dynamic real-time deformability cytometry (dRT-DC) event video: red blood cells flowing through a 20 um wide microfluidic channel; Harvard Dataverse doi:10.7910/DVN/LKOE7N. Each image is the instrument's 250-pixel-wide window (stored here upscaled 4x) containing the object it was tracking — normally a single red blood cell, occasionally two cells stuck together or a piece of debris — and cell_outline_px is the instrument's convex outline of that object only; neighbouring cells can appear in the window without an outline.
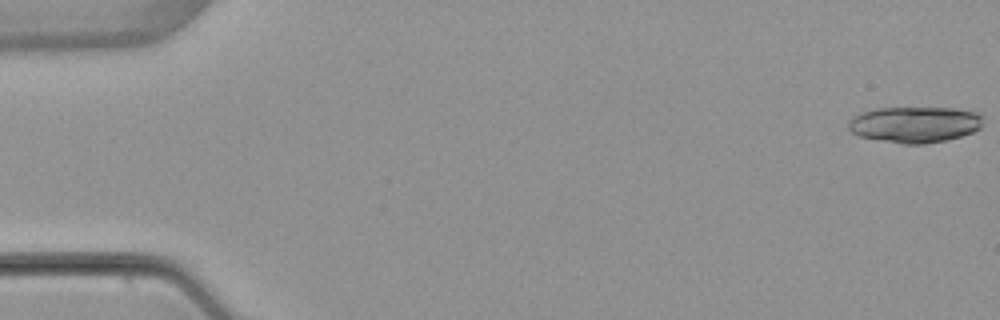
{"species": "common noctule bat (a hibernating species)", "species_latin": "Nyctalus noctula", "temperature_condition": "warm", "stored_images_in_passage": 5, "camera_frame_rate_fps": 3000, "um_per_image_px": 0.085, "animal": {"sex": "female", "body_mass_g": 22.7, "forearm_length_mm": 54.2}, "frame": {"image": 1, "passage_image": 1, "time_ms": 0.0, "image_size_px": [1000, 320], "cell_outline_px": [[984, 116], [980, 128], [972, 132], [948, 140], [924, 144], [904, 144], [880, 140], [860, 136], [852, 132], [848, 128], [848, 120], [852, 116], [860, 112], [876, 108], [956, 108], [976, 112]], "centroid_in_image_um": [77.75, 10.57], "position_along_channel_um": 7.2, "area_um2": 28.5}}